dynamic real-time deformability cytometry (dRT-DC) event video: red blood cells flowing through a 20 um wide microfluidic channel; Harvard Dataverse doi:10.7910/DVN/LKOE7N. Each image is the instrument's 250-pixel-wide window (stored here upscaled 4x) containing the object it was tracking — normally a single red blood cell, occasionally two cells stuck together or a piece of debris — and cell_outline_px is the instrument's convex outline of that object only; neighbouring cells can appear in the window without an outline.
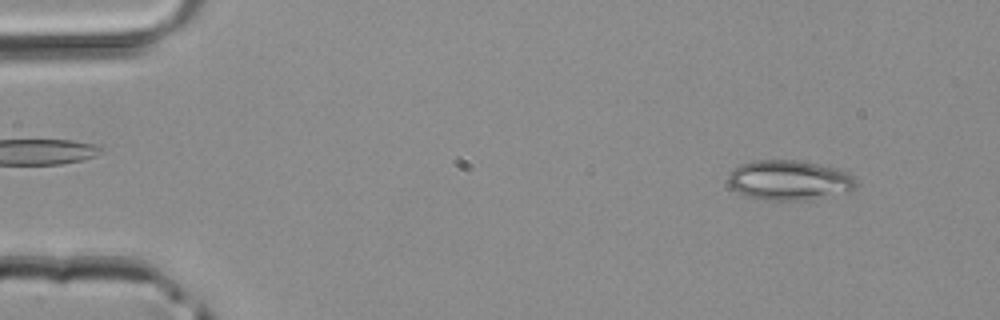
{"species": "common noctule bat (a hibernating species)", "species_latin": "Nyctalus noctula", "temperature_condition": "room temperature", "stored_images_in_passage": 4, "camera_frame_rate_fps": 3000, "um_per_image_px": 0.085, "animal": {"sex": "male", "body_mass_g": 20.4}, "frame": {"image": 1, "passage_image": 1, "time_ms": 0.0, "image_size_px": [1000, 320], "cell_outline_px": [[860, 184], [848, 192], [808, 200], [768, 200], [748, 196], [736, 192], [732, 188], [728, 180], [728, 176], [740, 164], [752, 160], [800, 160], [836, 168], [848, 172]], "centroid_in_image_um": [67.12, 15.31], "position_along_channel_um": 17.9, "area_um2": 29.88}}